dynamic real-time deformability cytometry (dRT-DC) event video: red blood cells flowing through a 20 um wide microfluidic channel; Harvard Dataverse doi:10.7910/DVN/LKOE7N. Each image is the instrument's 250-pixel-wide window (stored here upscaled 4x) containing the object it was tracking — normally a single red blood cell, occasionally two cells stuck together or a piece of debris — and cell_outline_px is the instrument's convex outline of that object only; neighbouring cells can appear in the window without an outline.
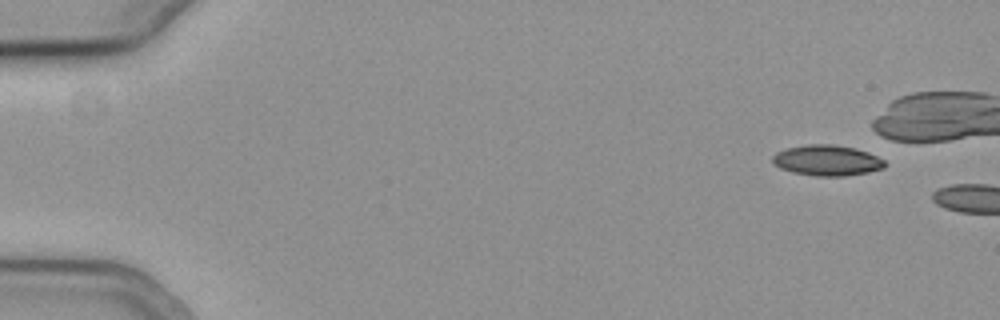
{"species": "common noctule bat (a hibernating species)", "species_latin": "Nyctalus noctula", "temperature_condition": "cold", "stored_images_in_passage": 12, "camera_frame_rate_fps": 3000, "um_per_image_px": 0.085, "animal": {"sex": "female", "body_mass_g": 19.3, "forearm_length_mm": 54.1}, "frame": {"image": 1, "passage_image": 1, "time_ms": 0.0, "image_size_px": [1000, 320], "cell_outline_px": [[888, 164], [884, 168], [868, 172], [844, 176], [816, 176], [792, 172], [780, 168], [772, 164], [772, 156], [776, 152], [784, 148], [808, 144], [832, 144], [856, 148], [868, 152], [884, 160]], "centroid_in_image_um": [70.28, 13.63], "position_along_channel_um": 14.7, "area_um2": 20.29}}